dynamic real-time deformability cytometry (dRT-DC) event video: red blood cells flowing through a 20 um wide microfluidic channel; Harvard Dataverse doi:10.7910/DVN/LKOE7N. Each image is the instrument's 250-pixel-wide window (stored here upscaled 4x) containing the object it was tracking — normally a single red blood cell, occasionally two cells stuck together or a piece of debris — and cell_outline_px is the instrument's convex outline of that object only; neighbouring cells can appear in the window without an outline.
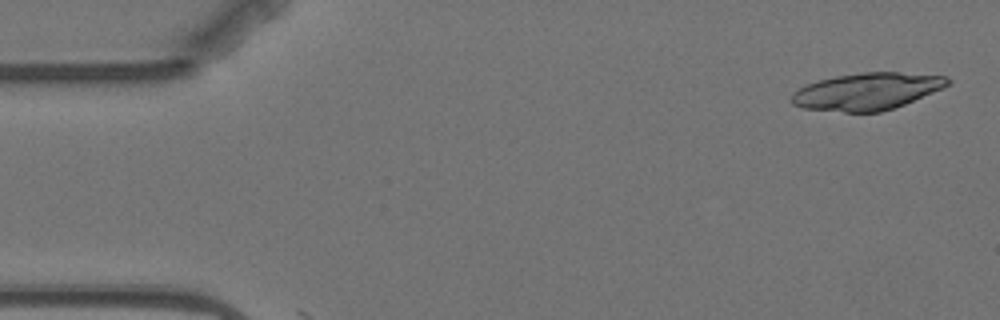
{"species": "Egyptian fruit bat (a non-hibernating species)", "species_latin": "Rousettus aegyptiacus", "temperature_condition": "warm", "stored_images_in_passage": 3, "camera_frame_rate_fps": 3000, "um_per_image_px": 0.085, "animal": {"sex": "female"}, "frame": {"image": 1, "passage_image": 1, "time_ms": 0.0, "image_size_px": [1000, 320], "cell_outline_px": [[952, 80], [944, 88], [904, 104], [880, 112], [844, 112], [804, 108], [792, 104], [788, 100], [792, 92], [808, 84], [820, 80], [836, 76], [860, 72], [900, 72], [948, 76]], "centroid_in_image_um": [73.69, 7.76], "position_along_channel_um": 11.3, "area_um2": 33.76}}